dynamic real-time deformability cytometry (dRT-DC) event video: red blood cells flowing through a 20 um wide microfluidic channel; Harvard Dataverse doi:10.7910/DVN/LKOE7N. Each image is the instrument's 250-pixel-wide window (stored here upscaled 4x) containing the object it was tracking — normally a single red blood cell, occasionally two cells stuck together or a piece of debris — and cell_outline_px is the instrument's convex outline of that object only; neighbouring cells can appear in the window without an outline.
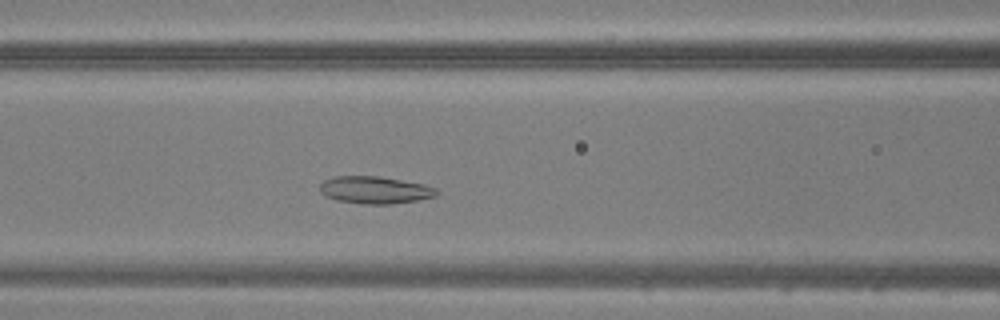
{"species": "common noctule bat (a hibernating species)", "species_latin": "Nyctalus noctula", "temperature_condition": "warm", "stored_images_in_passage": 42, "segment_of_instrument_passage": [1, 2], "camera_frame_rate_fps": 3000, "um_per_image_px": 0.085, "animal": {"sex": "male", "body_mass_g": 20.5, "forearm_length_mm": 52.5}, "frame": {"image": 1, "passage_image": 14, "time_ms": 4.333, "image_size_px": [1000, 320], "cell_outline_px": [[440, 192], [436, 196], [416, 200], [392, 204], [364, 204], [336, 200], [324, 196], [320, 192], [320, 184], [324, 180], [336, 176], [380, 176], [424, 184], [436, 188]], "centroid_in_image_um": [31.86, 16.15], "position_along_channel_um": 134.7, "area_um2": 18.67}}
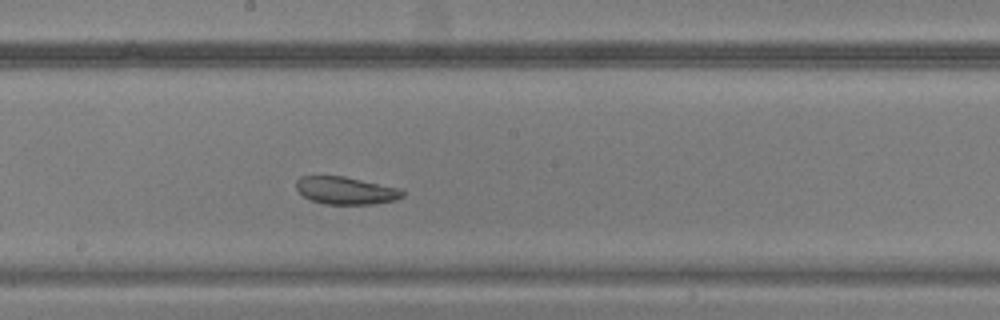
{"frame": {"image": 2, "passage_image": 20, "time_ms": 6.333, "image_size_px": [1000, 320], "cell_outline_px": [[404, 196], [396, 200], [376, 204], [324, 204], [312, 200], [304, 196], [296, 188], [296, 180], [300, 176], [344, 176], [400, 188], [404, 192]], "centroid_in_image_um": [29.42, 16.19], "position_along_channel_um": 218.8, "area_um2": 17.11}}
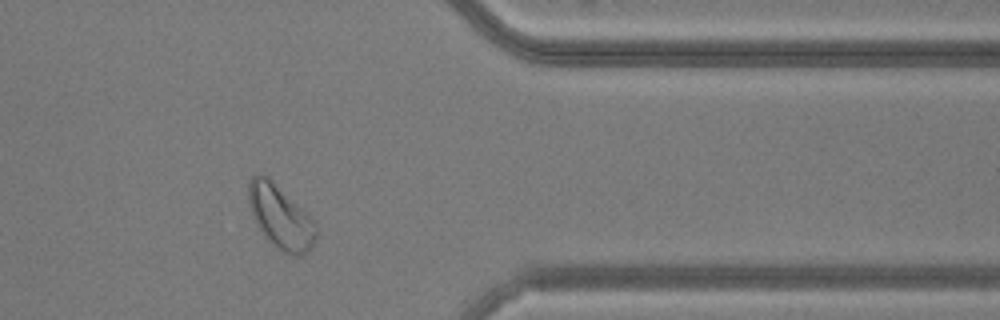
{"frame": {"image": 3, "passage_image": 33, "time_ms": 10.667, "image_size_px": [1000, 320], "cell_outline_px": [[316, 236], [312, 248], [308, 252], [300, 256], [292, 256], [284, 252], [268, 240], [264, 236], [248, 204], [248, 180], [256, 172], [264, 172], [316, 224]], "centroid_in_image_um": [23.81, 18.42], "position_along_channel_um": 387.6, "area_um2": 24.62}}